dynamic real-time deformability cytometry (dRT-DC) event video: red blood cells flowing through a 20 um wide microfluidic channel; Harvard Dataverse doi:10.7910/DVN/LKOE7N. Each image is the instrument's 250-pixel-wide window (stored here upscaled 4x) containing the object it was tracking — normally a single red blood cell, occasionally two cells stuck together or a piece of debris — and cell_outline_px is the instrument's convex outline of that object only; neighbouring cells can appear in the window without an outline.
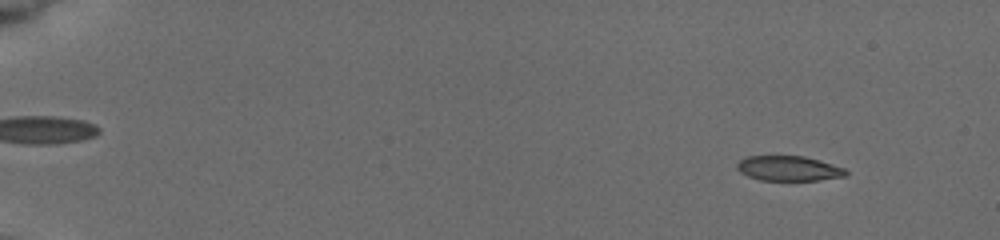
{"species": "common noctule bat (a hibernating species)", "species_latin": "Nyctalus noctula", "temperature_condition": "cold", "stored_images_in_passage": 37, "camera_frame_rate_fps": 3000, "um_per_image_px": 0.085, "animal": {"sex": "female", "body_mass_g": 19.5, "forearm_length_mm": 54.1}, "frame": {"image": 1, "passage_image": 4, "time_ms": 1.333, "image_size_px": [1000, 240], "cell_outline_px": [[848, 172], [844, 176], [816, 180], [760, 180], [748, 176], [740, 172], [736, 168], [736, 164], [740, 160], [748, 156], [804, 156], [820, 160], [844, 168]], "centroid_in_image_um": [67.01, 14.31], "position_along_channel_um": 18.0, "area_um2": 15.72}}
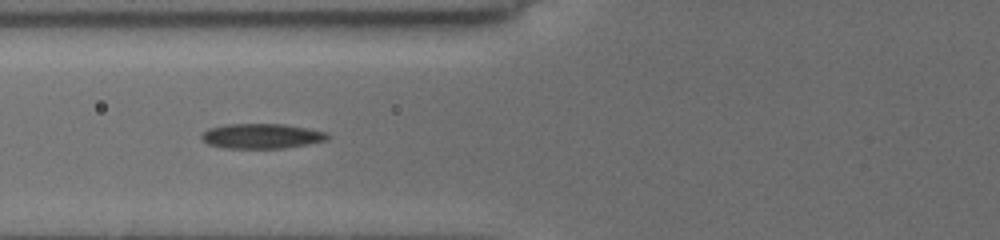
{"frame": {"image": 2, "passage_image": 26, "time_ms": 7.333, "image_size_px": [1000, 240], "cell_outline_px": [[332, 136], [328, 140], [308, 144], [284, 148], [224, 148], [208, 144], [200, 136], [208, 128], [224, 124], [284, 124], [308, 128], [328, 132]], "centroid_in_image_um": [22.29, 11.56], "position_along_channel_um": 103.5, "area_um2": 18.5}}
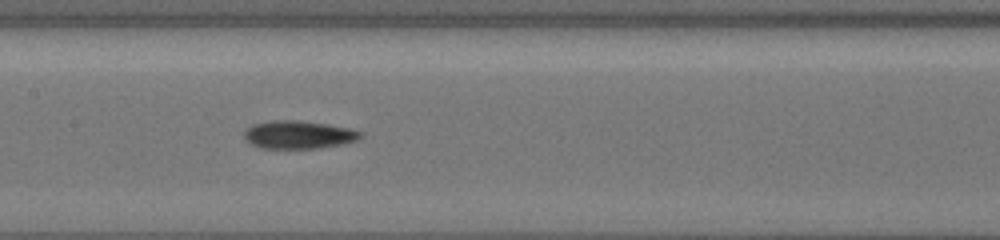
{"frame": {"image": 3, "passage_image": 36, "time_ms": 9.333, "image_size_px": [1000, 240], "cell_outline_px": [[364, 136], [356, 140], [344, 144], [320, 148], [260, 148], [244, 140], [244, 132], [252, 124], [272, 120], [296, 120], [328, 124], [352, 128], [364, 132]], "centroid_in_image_um": [25.42, 11.45], "position_along_channel_um": 182.0, "area_um2": 19.25}}